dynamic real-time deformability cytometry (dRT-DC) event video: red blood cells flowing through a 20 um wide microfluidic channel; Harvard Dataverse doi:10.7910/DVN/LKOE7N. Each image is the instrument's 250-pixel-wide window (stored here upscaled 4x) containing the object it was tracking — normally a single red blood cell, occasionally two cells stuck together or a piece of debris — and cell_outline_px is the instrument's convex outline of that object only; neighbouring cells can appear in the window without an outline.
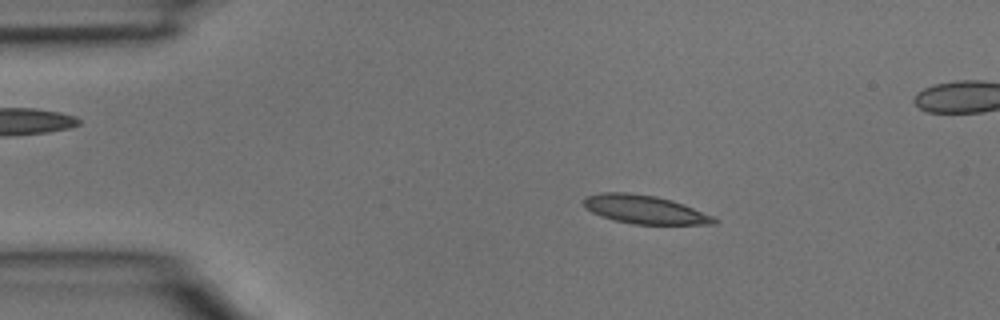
{"species": "common noctule bat (a hibernating species)", "species_latin": "Nyctalus noctula", "temperature_condition": "room temperature", "stored_images_in_passage": 5, "segment_of_instrument_passage": [1, 2], "camera_frame_rate_fps": 3000, "um_per_image_px": 0.085, "animal": {"sex": "male", "body_mass_g": 15.6}, "frame": {"image": 1, "passage_image": 3, "time_ms": 0.667, "image_size_px": [1000, 320], "cell_outline_px": [[720, 220], [716, 224], [632, 224], [616, 220], [592, 212], [584, 208], [584, 196], [600, 192], [628, 192], [656, 196], [672, 200], [684, 204], [712, 216]], "centroid_in_image_um": [54.79, 17.79], "position_along_channel_um": 30.2, "area_um2": 21.62}}